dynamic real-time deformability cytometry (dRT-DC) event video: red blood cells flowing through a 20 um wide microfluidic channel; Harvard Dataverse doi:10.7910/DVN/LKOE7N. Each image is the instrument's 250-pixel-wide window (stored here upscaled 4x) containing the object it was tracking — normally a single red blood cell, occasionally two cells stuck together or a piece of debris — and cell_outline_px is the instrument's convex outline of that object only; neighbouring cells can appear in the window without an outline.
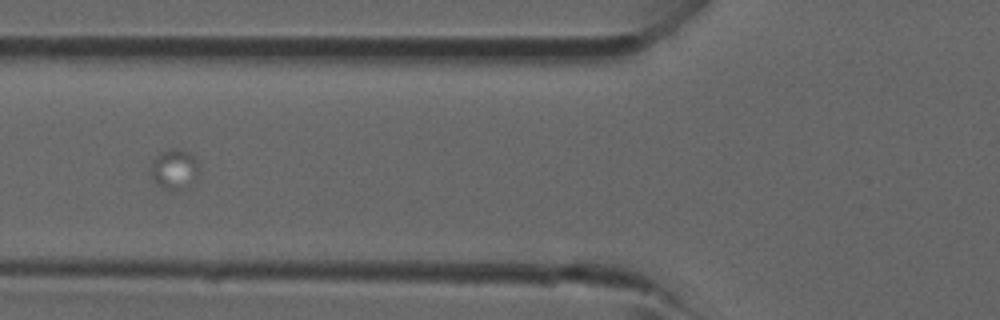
{"species": "common noctule bat (a hibernating species)", "species_latin": "Nyctalus noctula", "temperature_condition": "room temperature", "stored_images_in_passage": 9, "camera_frame_rate_fps": 3000, "um_per_image_px": 0.085, "animal": {"sex": "male", "forearm_length_mm": 52.5}, "frame": {"image": 1, "passage_image": 7, "time_ms": 7.0, "image_size_px": [1000, 320], "cell_outline_px": [[200, 172], [192, 188], [184, 192], [164, 188], [156, 184], [152, 176], [152, 160], [160, 152], [168, 148], [176, 148], [188, 152], [196, 160]], "centroid_in_image_um": [14.88, 14.44], "position_along_channel_um": 110.9, "area_um2": 11.73}}
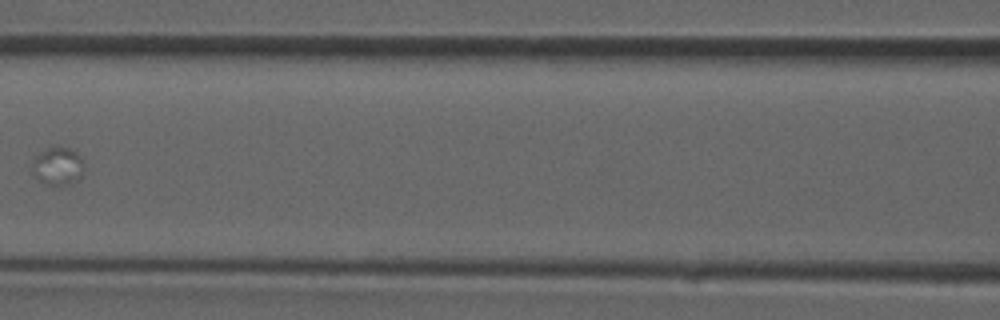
{"frame": {"image": 2, "passage_image": 8, "time_ms": 8.333, "image_size_px": [1000, 320], "cell_outline_px": [[84, 168], [80, 176], [68, 184], [48, 184], [40, 180], [32, 172], [32, 168], [36, 156], [40, 152], [48, 148], [68, 148], [84, 156]], "centroid_in_image_um": [4.95, 14.1], "position_along_channel_um": 161.6, "area_um2": 11.1}}
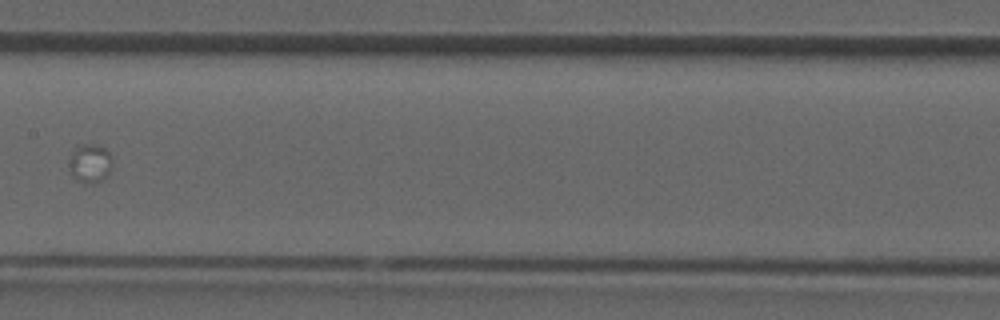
{"frame": {"image": 3, "passage_image": 9, "time_ms": 9.333, "image_size_px": [1000, 320], "cell_outline_px": [[112, 168], [108, 176], [104, 180], [92, 184], [76, 180], [68, 172], [68, 156], [76, 144], [96, 144], [104, 148], [112, 156]], "centroid_in_image_um": [7.62, 13.88], "position_along_channel_um": 199.8, "area_um2": 10.4}}